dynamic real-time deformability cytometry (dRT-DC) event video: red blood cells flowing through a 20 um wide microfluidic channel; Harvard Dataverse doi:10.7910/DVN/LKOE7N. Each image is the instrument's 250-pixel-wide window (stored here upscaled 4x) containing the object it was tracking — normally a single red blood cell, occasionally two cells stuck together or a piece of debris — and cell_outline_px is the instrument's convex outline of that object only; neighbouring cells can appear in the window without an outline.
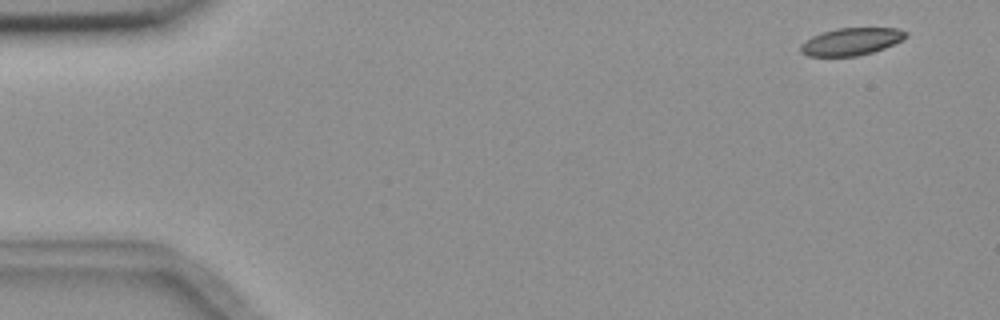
{"species": "common noctule bat (a hibernating species)", "species_latin": "Nyctalus noctula", "temperature_condition": "room temperature", "stored_images_in_passage": 5, "camera_frame_rate_fps": 3000, "um_per_image_px": 0.085, "animal": {"sex": "female", "body_mass_g": 18.4}, "frame": {"image": 1, "passage_image": 1, "time_ms": 0.0, "image_size_px": [1000, 320], "cell_outline_px": [[908, 36], [904, 40], [884, 48], [872, 52], [856, 56], [808, 56], [800, 52], [800, 44], [812, 36], [836, 28], [900, 28], [908, 32]], "centroid_in_image_um": [72.39, 3.53], "position_along_channel_um": 12.6, "area_um2": 16.88}}